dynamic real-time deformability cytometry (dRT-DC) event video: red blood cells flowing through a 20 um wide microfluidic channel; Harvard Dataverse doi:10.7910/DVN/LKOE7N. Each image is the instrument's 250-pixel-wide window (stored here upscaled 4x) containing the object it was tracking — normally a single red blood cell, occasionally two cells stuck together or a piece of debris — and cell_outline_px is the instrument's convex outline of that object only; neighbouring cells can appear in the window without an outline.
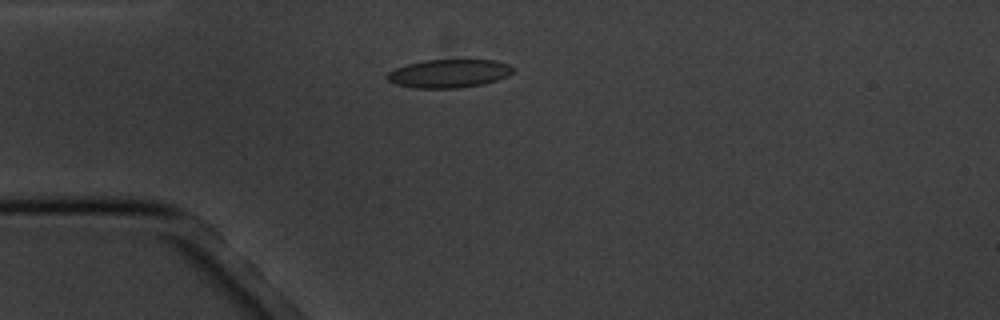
{"species": "common noctule bat (a hibernating species)", "species_latin": "Nyctalus noctula", "temperature_condition": "cold", "stored_images_in_passage": 15, "camera_frame_rate_fps": 3000, "um_per_image_px": 0.085, "animal": {"sex": "male", "body_mass_g": 20.1, "forearm_length_mm": 53.5}, "frame": {"image": 1, "passage_image": 3, "time_ms": 2.333, "image_size_px": [1000, 320], "cell_outline_px": [[512, 72], [508, 76], [484, 84], [460, 88], [416, 88], [396, 84], [388, 80], [384, 76], [388, 72], [396, 68], [408, 64], [424, 60], [496, 60], [508, 64], [512, 68]], "centroid_in_image_um": [38.15, 6.25], "position_along_channel_um": 46.9, "area_um2": 20.75}}
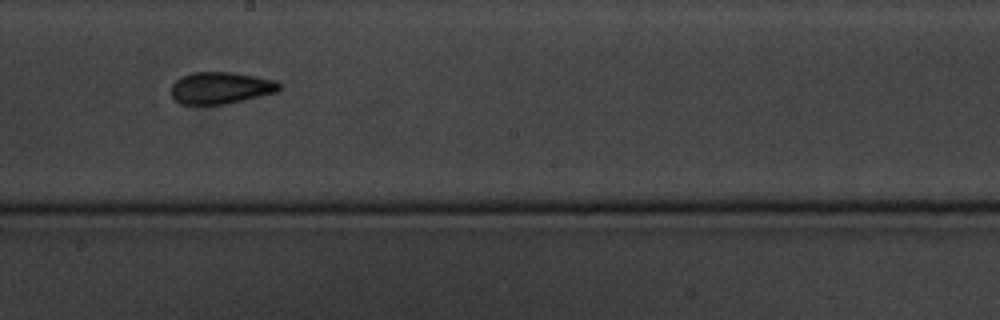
{"frame": {"image": 2, "passage_image": 8, "time_ms": 8.0, "image_size_px": [1000, 320], "cell_outline_px": [[280, 92], [244, 100], [224, 104], [180, 104], [172, 96], [172, 84], [180, 76], [192, 72], [232, 72], [256, 76], [276, 80], [280, 84]], "centroid_in_image_um": [18.79, 7.46], "position_along_channel_um": 229.4, "area_um2": 20.23}}
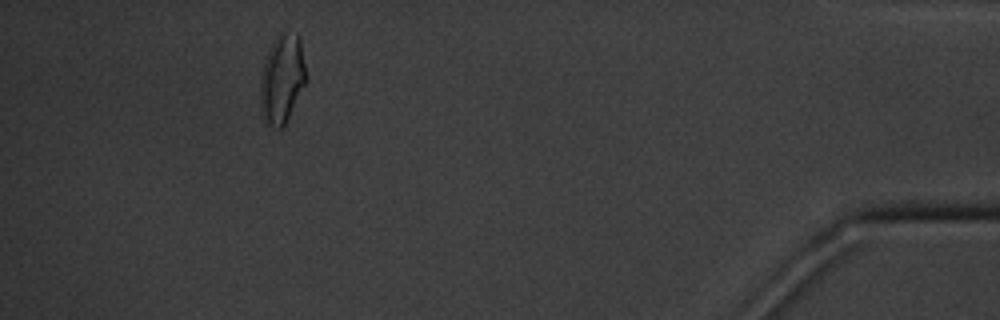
{"frame": {"image": 3, "passage_image": 14, "time_ms": 15.0, "image_size_px": [1000, 320], "cell_outline_px": [[304, 84], [284, 124], [280, 128], [276, 128], [268, 124], [260, 108], [260, 80], [264, 64], [268, 52], [276, 36], [280, 32], [284, 32], [300, 36], [304, 64]], "centroid_in_image_um": [23.94, 6.68], "position_along_channel_um": 411.3, "area_um2": 22.77}, "authors_computed_cell_mechanics": {"area_um2": 20.23, "velocity_mm_per_s": 3.442, "shape_relaxation_time_tau1_ms": 6.3599, "shape_relaxation_time_tau2_ms": 1.3626, "deformation_change_tau1": 0.1266, "deformation_change_tau2": 0.0623}}